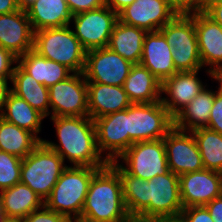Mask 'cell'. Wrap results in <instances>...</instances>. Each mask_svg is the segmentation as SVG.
Masks as SVG:
<instances>
[{
    "mask_svg": "<svg viewBox=\"0 0 222 222\" xmlns=\"http://www.w3.org/2000/svg\"><path fill=\"white\" fill-rule=\"evenodd\" d=\"M134 64L108 47L86 52L83 75L87 83L123 86Z\"/></svg>",
    "mask_w": 222,
    "mask_h": 222,
    "instance_id": "12",
    "label": "cell"
},
{
    "mask_svg": "<svg viewBox=\"0 0 222 222\" xmlns=\"http://www.w3.org/2000/svg\"><path fill=\"white\" fill-rule=\"evenodd\" d=\"M214 104L210 112L209 122L206 128L222 135V90L217 88Z\"/></svg>",
    "mask_w": 222,
    "mask_h": 222,
    "instance_id": "35",
    "label": "cell"
},
{
    "mask_svg": "<svg viewBox=\"0 0 222 222\" xmlns=\"http://www.w3.org/2000/svg\"><path fill=\"white\" fill-rule=\"evenodd\" d=\"M4 222H23L22 219L6 218Z\"/></svg>",
    "mask_w": 222,
    "mask_h": 222,
    "instance_id": "50",
    "label": "cell"
},
{
    "mask_svg": "<svg viewBox=\"0 0 222 222\" xmlns=\"http://www.w3.org/2000/svg\"><path fill=\"white\" fill-rule=\"evenodd\" d=\"M163 139L168 168L174 174L180 176L205 169L191 131H182L173 127Z\"/></svg>",
    "mask_w": 222,
    "mask_h": 222,
    "instance_id": "14",
    "label": "cell"
},
{
    "mask_svg": "<svg viewBox=\"0 0 222 222\" xmlns=\"http://www.w3.org/2000/svg\"><path fill=\"white\" fill-rule=\"evenodd\" d=\"M198 72L199 70L176 72L162 82L161 93L167 97L161 98V102L172 117L206 87L197 76Z\"/></svg>",
    "mask_w": 222,
    "mask_h": 222,
    "instance_id": "18",
    "label": "cell"
},
{
    "mask_svg": "<svg viewBox=\"0 0 222 222\" xmlns=\"http://www.w3.org/2000/svg\"><path fill=\"white\" fill-rule=\"evenodd\" d=\"M0 47L17 58L34 47V31L25 9L0 14Z\"/></svg>",
    "mask_w": 222,
    "mask_h": 222,
    "instance_id": "17",
    "label": "cell"
},
{
    "mask_svg": "<svg viewBox=\"0 0 222 222\" xmlns=\"http://www.w3.org/2000/svg\"><path fill=\"white\" fill-rule=\"evenodd\" d=\"M179 188L183 208L205 206L222 195L221 172L202 169L180 175Z\"/></svg>",
    "mask_w": 222,
    "mask_h": 222,
    "instance_id": "15",
    "label": "cell"
},
{
    "mask_svg": "<svg viewBox=\"0 0 222 222\" xmlns=\"http://www.w3.org/2000/svg\"><path fill=\"white\" fill-rule=\"evenodd\" d=\"M67 167L62 157L42 141L22 159L20 182L29 186L44 201Z\"/></svg>",
    "mask_w": 222,
    "mask_h": 222,
    "instance_id": "6",
    "label": "cell"
},
{
    "mask_svg": "<svg viewBox=\"0 0 222 222\" xmlns=\"http://www.w3.org/2000/svg\"><path fill=\"white\" fill-rule=\"evenodd\" d=\"M147 31L117 21L109 39L108 48L132 64H139Z\"/></svg>",
    "mask_w": 222,
    "mask_h": 222,
    "instance_id": "26",
    "label": "cell"
},
{
    "mask_svg": "<svg viewBox=\"0 0 222 222\" xmlns=\"http://www.w3.org/2000/svg\"><path fill=\"white\" fill-rule=\"evenodd\" d=\"M212 79L218 81L220 84L218 88L222 90V65L212 72Z\"/></svg>",
    "mask_w": 222,
    "mask_h": 222,
    "instance_id": "45",
    "label": "cell"
},
{
    "mask_svg": "<svg viewBox=\"0 0 222 222\" xmlns=\"http://www.w3.org/2000/svg\"><path fill=\"white\" fill-rule=\"evenodd\" d=\"M159 31L172 47L173 63L178 72L196 71L203 67L197 43L195 13L178 14Z\"/></svg>",
    "mask_w": 222,
    "mask_h": 222,
    "instance_id": "7",
    "label": "cell"
},
{
    "mask_svg": "<svg viewBox=\"0 0 222 222\" xmlns=\"http://www.w3.org/2000/svg\"><path fill=\"white\" fill-rule=\"evenodd\" d=\"M216 91L206 87L173 117V127L182 131H193L208 125Z\"/></svg>",
    "mask_w": 222,
    "mask_h": 222,
    "instance_id": "25",
    "label": "cell"
},
{
    "mask_svg": "<svg viewBox=\"0 0 222 222\" xmlns=\"http://www.w3.org/2000/svg\"><path fill=\"white\" fill-rule=\"evenodd\" d=\"M21 165L20 157L0 150V191L20 182Z\"/></svg>",
    "mask_w": 222,
    "mask_h": 222,
    "instance_id": "32",
    "label": "cell"
},
{
    "mask_svg": "<svg viewBox=\"0 0 222 222\" xmlns=\"http://www.w3.org/2000/svg\"><path fill=\"white\" fill-rule=\"evenodd\" d=\"M170 220L163 217L145 216L142 214L128 213L122 222H169Z\"/></svg>",
    "mask_w": 222,
    "mask_h": 222,
    "instance_id": "40",
    "label": "cell"
},
{
    "mask_svg": "<svg viewBox=\"0 0 222 222\" xmlns=\"http://www.w3.org/2000/svg\"><path fill=\"white\" fill-rule=\"evenodd\" d=\"M68 222H93L82 217L70 218Z\"/></svg>",
    "mask_w": 222,
    "mask_h": 222,
    "instance_id": "49",
    "label": "cell"
},
{
    "mask_svg": "<svg viewBox=\"0 0 222 222\" xmlns=\"http://www.w3.org/2000/svg\"><path fill=\"white\" fill-rule=\"evenodd\" d=\"M109 164L118 172L122 185V197L130 214L163 217L176 220L183 210L179 175L168 171L150 180H143L128 174L119 161Z\"/></svg>",
    "mask_w": 222,
    "mask_h": 222,
    "instance_id": "1",
    "label": "cell"
},
{
    "mask_svg": "<svg viewBox=\"0 0 222 222\" xmlns=\"http://www.w3.org/2000/svg\"><path fill=\"white\" fill-rule=\"evenodd\" d=\"M222 2V0H203L202 1V11H204L210 4Z\"/></svg>",
    "mask_w": 222,
    "mask_h": 222,
    "instance_id": "47",
    "label": "cell"
},
{
    "mask_svg": "<svg viewBox=\"0 0 222 222\" xmlns=\"http://www.w3.org/2000/svg\"><path fill=\"white\" fill-rule=\"evenodd\" d=\"M177 220L179 222H214L205 206L183 208Z\"/></svg>",
    "mask_w": 222,
    "mask_h": 222,
    "instance_id": "33",
    "label": "cell"
},
{
    "mask_svg": "<svg viewBox=\"0 0 222 222\" xmlns=\"http://www.w3.org/2000/svg\"><path fill=\"white\" fill-rule=\"evenodd\" d=\"M12 77H0V112L5 104L6 98L11 92V88L8 86V80L11 81Z\"/></svg>",
    "mask_w": 222,
    "mask_h": 222,
    "instance_id": "42",
    "label": "cell"
},
{
    "mask_svg": "<svg viewBox=\"0 0 222 222\" xmlns=\"http://www.w3.org/2000/svg\"><path fill=\"white\" fill-rule=\"evenodd\" d=\"M169 222H179V221L176 219V220H170Z\"/></svg>",
    "mask_w": 222,
    "mask_h": 222,
    "instance_id": "51",
    "label": "cell"
},
{
    "mask_svg": "<svg viewBox=\"0 0 222 222\" xmlns=\"http://www.w3.org/2000/svg\"><path fill=\"white\" fill-rule=\"evenodd\" d=\"M35 0H17L21 9H26Z\"/></svg>",
    "mask_w": 222,
    "mask_h": 222,
    "instance_id": "46",
    "label": "cell"
},
{
    "mask_svg": "<svg viewBox=\"0 0 222 222\" xmlns=\"http://www.w3.org/2000/svg\"><path fill=\"white\" fill-rule=\"evenodd\" d=\"M0 195L7 218L24 219L44 205L43 199L21 182L0 191Z\"/></svg>",
    "mask_w": 222,
    "mask_h": 222,
    "instance_id": "28",
    "label": "cell"
},
{
    "mask_svg": "<svg viewBox=\"0 0 222 222\" xmlns=\"http://www.w3.org/2000/svg\"><path fill=\"white\" fill-rule=\"evenodd\" d=\"M97 146L108 162L116 161L134 142L128 135V108L94 119ZM104 152V153H103Z\"/></svg>",
    "mask_w": 222,
    "mask_h": 222,
    "instance_id": "13",
    "label": "cell"
},
{
    "mask_svg": "<svg viewBox=\"0 0 222 222\" xmlns=\"http://www.w3.org/2000/svg\"><path fill=\"white\" fill-rule=\"evenodd\" d=\"M23 222H68L69 219L57 212H54L43 205L41 208L33 211Z\"/></svg>",
    "mask_w": 222,
    "mask_h": 222,
    "instance_id": "34",
    "label": "cell"
},
{
    "mask_svg": "<svg viewBox=\"0 0 222 222\" xmlns=\"http://www.w3.org/2000/svg\"><path fill=\"white\" fill-rule=\"evenodd\" d=\"M17 64L37 82L48 88L66 80L73 73L65 65L46 59L34 49L18 57Z\"/></svg>",
    "mask_w": 222,
    "mask_h": 222,
    "instance_id": "24",
    "label": "cell"
},
{
    "mask_svg": "<svg viewBox=\"0 0 222 222\" xmlns=\"http://www.w3.org/2000/svg\"><path fill=\"white\" fill-rule=\"evenodd\" d=\"M48 89L50 117L89 116L87 81L83 73H72Z\"/></svg>",
    "mask_w": 222,
    "mask_h": 222,
    "instance_id": "11",
    "label": "cell"
},
{
    "mask_svg": "<svg viewBox=\"0 0 222 222\" xmlns=\"http://www.w3.org/2000/svg\"><path fill=\"white\" fill-rule=\"evenodd\" d=\"M171 50L172 47L159 30L147 32L139 64L163 82L178 72L173 63Z\"/></svg>",
    "mask_w": 222,
    "mask_h": 222,
    "instance_id": "20",
    "label": "cell"
},
{
    "mask_svg": "<svg viewBox=\"0 0 222 222\" xmlns=\"http://www.w3.org/2000/svg\"><path fill=\"white\" fill-rule=\"evenodd\" d=\"M162 82L147 68L134 64L126 78L123 88L132 104L161 101Z\"/></svg>",
    "mask_w": 222,
    "mask_h": 222,
    "instance_id": "23",
    "label": "cell"
},
{
    "mask_svg": "<svg viewBox=\"0 0 222 222\" xmlns=\"http://www.w3.org/2000/svg\"><path fill=\"white\" fill-rule=\"evenodd\" d=\"M134 1L135 0H105V5H107L116 14H119Z\"/></svg>",
    "mask_w": 222,
    "mask_h": 222,
    "instance_id": "43",
    "label": "cell"
},
{
    "mask_svg": "<svg viewBox=\"0 0 222 222\" xmlns=\"http://www.w3.org/2000/svg\"><path fill=\"white\" fill-rule=\"evenodd\" d=\"M88 113L91 119L125 110L132 103L123 86L87 83Z\"/></svg>",
    "mask_w": 222,
    "mask_h": 222,
    "instance_id": "21",
    "label": "cell"
},
{
    "mask_svg": "<svg viewBox=\"0 0 222 222\" xmlns=\"http://www.w3.org/2000/svg\"><path fill=\"white\" fill-rule=\"evenodd\" d=\"M17 64V57L10 51L0 47V77H12L14 67L13 64Z\"/></svg>",
    "mask_w": 222,
    "mask_h": 222,
    "instance_id": "38",
    "label": "cell"
},
{
    "mask_svg": "<svg viewBox=\"0 0 222 222\" xmlns=\"http://www.w3.org/2000/svg\"><path fill=\"white\" fill-rule=\"evenodd\" d=\"M0 117L6 121L26 129L36 136L41 131V123L45 118L28 102L10 92L0 112Z\"/></svg>",
    "mask_w": 222,
    "mask_h": 222,
    "instance_id": "30",
    "label": "cell"
},
{
    "mask_svg": "<svg viewBox=\"0 0 222 222\" xmlns=\"http://www.w3.org/2000/svg\"><path fill=\"white\" fill-rule=\"evenodd\" d=\"M72 15L94 10L105 5V0H66Z\"/></svg>",
    "mask_w": 222,
    "mask_h": 222,
    "instance_id": "37",
    "label": "cell"
},
{
    "mask_svg": "<svg viewBox=\"0 0 222 222\" xmlns=\"http://www.w3.org/2000/svg\"><path fill=\"white\" fill-rule=\"evenodd\" d=\"M40 136L20 128L0 117V150L25 158L41 142Z\"/></svg>",
    "mask_w": 222,
    "mask_h": 222,
    "instance_id": "29",
    "label": "cell"
},
{
    "mask_svg": "<svg viewBox=\"0 0 222 222\" xmlns=\"http://www.w3.org/2000/svg\"><path fill=\"white\" fill-rule=\"evenodd\" d=\"M173 128V117L161 101L128 107V135L135 143L163 139Z\"/></svg>",
    "mask_w": 222,
    "mask_h": 222,
    "instance_id": "8",
    "label": "cell"
},
{
    "mask_svg": "<svg viewBox=\"0 0 222 222\" xmlns=\"http://www.w3.org/2000/svg\"><path fill=\"white\" fill-rule=\"evenodd\" d=\"M214 222H222V195L205 205Z\"/></svg>",
    "mask_w": 222,
    "mask_h": 222,
    "instance_id": "39",
    "label": "cell"
},
{
    "mask_svg": "<svg viewBox=\"0 0 222 222\" xmlns=\"http://www.w3.org/2000/svg\"><path fill=\"white\" fill-rule=\"evenodd\" d=\"M21 9L17 0H0V14H8Z\"/></svg>",
    "mask_w": 222,
    "mask_h": 222,
    "instance_id": "44",
    "label": "cell"
},
{
    "mask_svg": "<svg viewBox=\"0 0 222 222\" xmlns=\"http://www.w3.org/2000/svg\"><path fill=\"white\" fill-rule=\"evenodd\" d=\"M55 125L59 144L43 139L65 162L73 166L103 168L109 164L99 152L94 120L89 116L50 117Z\"/></svg>",
    "mask_w": 222,
    "mask_h": 222,
    "instance_id": "2",
    "label": "cell"
},
{
    "mask_svg": "<svg viewBox=\"0 0 222 222\" xmlns=\"http://www.w3.org/2000/svg\"><path fill=\"white\" fill-rule=\"evenodd\" d=\"M205 169L222 173V135L208 128L191 131Z\"/></svg>",
    "mask_w": 222,
    "mask_h": 222,
    "instance_id": "31",
    "label": "cell"
},
{
    "mask_svg": "<svg viewBox=\"0 0 222 222\" xmlns=\"http://www.w3.org/2000/svg\"><path fill=\"white\" fill-rule=\"evenodd\" d=\"M118 14L107 5L72 16L75 36L86 51L108 46Z\"/></svg>",
    "mask_w": 222,
    "mask_h": 222,
    "instance_id": "10",
    "label": "cell"
},
{
    "mask_svg": "<svg viewBox=\"0 0 222 222\" xmlns=\"http://www.w3.org/2000/svg\"><path fill=\"white\" fill-rule=\"evenodd\" d=\"M6 215L4 214V210H3V201L0 195V222H4L6 219Z\"/></svg>",
    "mask_w": 222,
    "mask_h": 222,
    "instance_id": "48",
    "label": "cell"
},
{
    "mask_svg": "<svg viewBox=\"0 0 222 222\" xmlns=\"http://www.w3.org/2000/svg\"><path fill=\"white\" fill-rule=\"evenodd\" d=\"M69 26L35 31L33 49L46 59L65 65L73 73H82L87 51Z\"/></svg>",
    "mask_w": 222,
    "mask_h": 222,
    "instance_id": "5",
    "label": "cell"
},
{
    "mask_svg": "<svg viewBox=\"0 0 222 222\" xmlns=\"http://www.w3.org/2000/svg\"><path fill=\"white\" fill-rule=\"evenodd\" d=\"M11 92L24 99L44 117L50 115L49 89L40 84L19 65L15 66L11 78Z\"/></svg>",
    "mask_w": 222,
    "mask_h": 222,
    "instance_id": "27",
    "label": "cell"
},
{
    "mask_svg": "<svg viewBox=\"0 0 222 222\" xmlns=\"http://www.w3.org/2000/svg\"><path fill=\"white\" fill-rule=\"evenodd\" d=\"M203 0H167L177 14L189 15L202 12Z\"/></svg>",
    "mask_w": 222,
    "mask_h": 222,
    "instance_id": "36",
    "label": "cell"
},
{
    "mask_svg": "<svg viewBox=\"0 0 222 222\" xmlns=\"http://www.w3.org/2000/svg\"><path fill=\"white\" fill-rule=\"evenodd\" d=\"M127 214L120 176L108 164L92 177L81 217L93 222H122Z\"/></svg>",
    "mask_w": 222,
    "mask_h": 222,
    "instance_id": "3",
    "label": "cell"
},
{
    "mask_svg": "<svg viewBox=\"0 0 222 222\" xmlns=\"http://www.w3.org/2000/svg\"><path fill=\"white\" fill-rule=\"evenodd\" d=\"M100 169L68 166L44 200V205L68 219L81 217L92 177Z\"/></svg>",
    "mask_w": 222,
    "mask_h": 222,
    "instance_id": "4",
    "label": "cell"
},
{
    "mask_svg": "<svg viewBox=\"0 0 222 222\" xmlns=\"http://www.w3.org/2000/svg\"><path fill=\"white\" fill-rule=\"evenodd\" d=\"M130 175L150 180L169 171L164 139L135 142L116 161Z\"/></svg>",
    "mask_w": 222,
    "mask_h": 222,
    "instance_id": "9",
    "label": "cell"
},
{
    "mask_svg": "<svg viewBox=\"0 0 222 222\" xmlns=\"http://www.w3.org/2000/svg\"><path fill=\"white\" fill-rule=\"evenodd\" d=\"M195 29L202 66H210L206 72L212 78L222 65V26L202 11L195 13Z\"/></svg>",
    "mask_w": 222,
    "mask_h": 222,
    "instance_id": "19",
    "label": "cell"
},
{
    "mask_svg": "<svg viewBox=\"0 0 222 222\" xmlns=\"http://www.w3.org/2000/svg\"><path fill=\"white\" fill-rule=\"evenodd\" d=\"M177 15L167 0H135L118 14V19L124 24L154 32Z\"/></svg>",
    "mask_w": 222,
    "mask_h": 222,
    "instance_id": "16",
    "label": "cell"
},
{
    "mask_svg": "<svg viewBox=\"0 0 222 222\" xmlns=\"http://www.w3.org/2000/svg\"><path fill=\"white\" fill-rule=\"evenodd\" d=\"M25 10L34 32L68 26L73 16L66 0H35Z\"/></svg>",
    "mask_w": 222,
    "mask_h": 222,
    "instance_id": "22",
    "label": "cell"
},
{
    "mask_svg": "<svg viewBox=\"0 0 222 222\" xmlns=\"http://www.w3.org/2000/svg\"><path fill=\"white\" fill-rule=\"evenodd\" d=\"M203 12L222 26V2L210 4Z\"/></svg>",
    "mask_w": 222,
    "mask_h": 222,
    "instance_id": "41",
    "label": "cell"
}]
</instances>
